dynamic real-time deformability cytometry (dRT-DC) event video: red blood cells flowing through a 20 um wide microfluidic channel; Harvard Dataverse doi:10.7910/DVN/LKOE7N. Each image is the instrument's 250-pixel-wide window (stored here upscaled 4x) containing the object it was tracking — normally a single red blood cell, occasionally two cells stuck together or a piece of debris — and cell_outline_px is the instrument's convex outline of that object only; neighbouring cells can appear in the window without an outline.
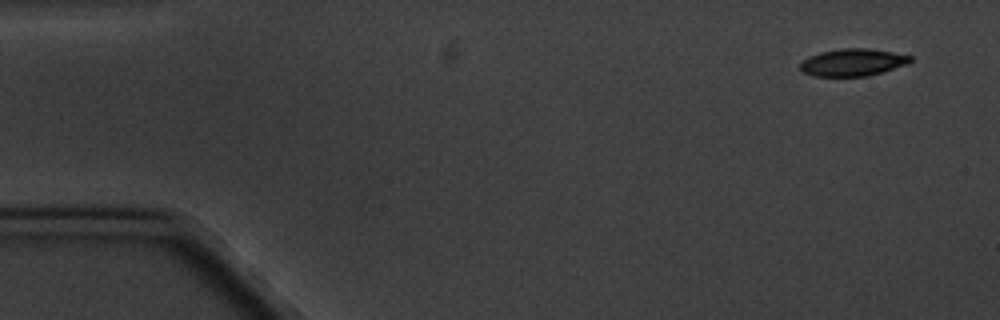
{"species": "common noctule bat (a hibernating species)", "species_latin": "Nyctalus noctula", "temperature_condition": "cold", "stored_images_in_passage": 4, "camera_frame_rate_fps": 3000, "um_per_image_px": 0.085, "animal": {"sex": "male", "body_mass_g": 20.1, "forearm_length_mm": 53.5}, "frame": {"image": 1, "passage_image": 1, "time_ms": 0.0, "image_size_px": [1000, 320], "cell_outline_px": [[912, 60], [908, 64], [868, 76], [812, 76], [804, 72], [800, 68], [800, 64], [808, 56], [820, 52], [840, 48], [868, 48], [892, 52], [912, 56]], "centroid_in_image_um": [72.48, 5.29], "position_along_channel_um": 12.5, "area_um2": 17.51}}